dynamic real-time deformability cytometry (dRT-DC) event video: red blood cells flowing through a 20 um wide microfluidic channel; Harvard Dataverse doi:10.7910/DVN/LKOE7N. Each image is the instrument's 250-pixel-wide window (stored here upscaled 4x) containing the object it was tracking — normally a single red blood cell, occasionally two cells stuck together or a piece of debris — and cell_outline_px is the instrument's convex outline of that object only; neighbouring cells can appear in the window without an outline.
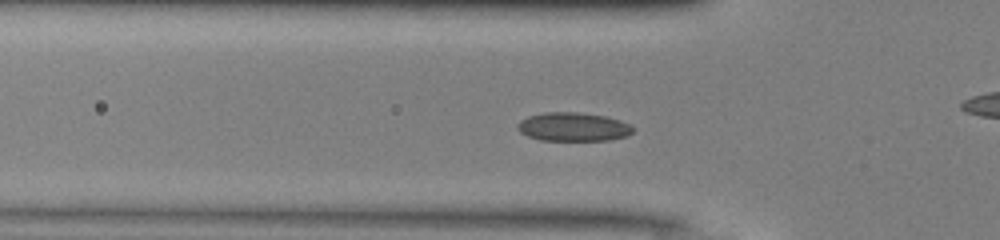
{"species": "common noctule bat (a hibernating species)", "species_latin": "Nyctalus noctula", "temperature_condition": "warm", "stored_images_in_passage": 21, "camera_frame_rate_fps": 3000, "um_per_image_px": 0.085, "animal": {"sex": "male", "body_mass_g": 13.0, "forearm_length_mm": 53.1}, "frame": {"image": 1, "passage_image": 11, "time_ms": 3.333, "image_size_px": [1000, 240], "cell_outline_px": [[636, 128], [628, 136], [608, 140], [540, 140], [528, 136], [520, 132], [516, 128], [516, 124], [520, 120], [528, 116], [544, 112], [576, 112], [604, 116], [620, 120], [632, 124]], "centroid_in_image_um": [48.73, 10.78], "position_along_channel_um": 77.1, "area_um2": 19.48}}
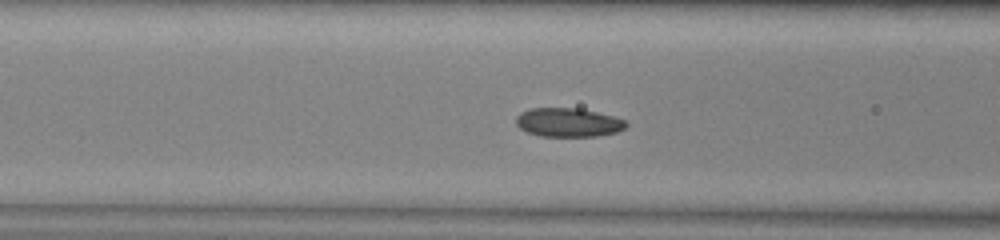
{"frame": {"image": 2, "passage_image": 14, "time_ms": 4.333, "image_size_px": [1000, 240], "cell_outline_px": [[628, 124], [624, 128], [616, 132], [596, 136], [540, 136], [528, 132], [520, 128], [516, 124], [516, 116], [520, 112], [528, 108], [580, 108], [616, 116], [624, 120]], "centroid_in_image_um": [48.29, 10.39], "position_along_channel_um": 118.3, "area_um2": 18.61}}
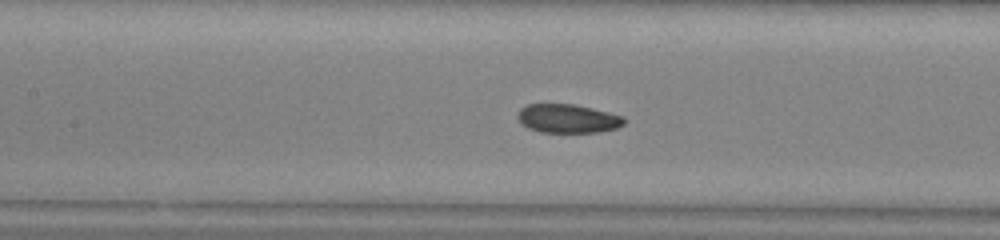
{"frame": {"image": 3, "passage_image": 17, "time_ms": 5.333, "image_size_px": [1000, 240], "cell_outline_px": [[628, 120], [624, 124], [616, 128], [596, 132], [540, 132], [528, 128], [520, 124], [516, 116], [520, 108], [528, 104], [572, 104], [592, 108], [624, 116]], "centroid_in_image_um": [48.24, 10.07], "position_along_channel_um": 159.2, "area_um2": 17.98}}